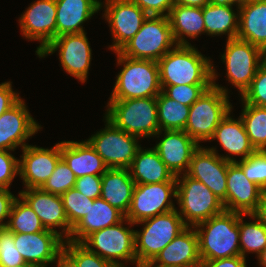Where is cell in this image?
<instances>
[{"label":"cell","instance_id":"7dc6e473","mask_svg":"<svg viewBox=\"0 0 266 267\" xmlns=\"http://www.w3.org/2000/svg\"><path fill=\"white\" fill-rule=\"evenodd\" d=\"M19 93L12 89L11 82L0 84V115L9 110L20 100Z\"/></svg>","mask_w":266,"mask_h":267},{"label":"cell","instance_id":"603a6c76","mask_svg":"<svg viewBox=\"0 0 266 267\" xmlns=\"http://www.w3.org/2000/svg\"><path fill=\"white\" fill-rule=\"evenodd\" d=\"M264 191L245 176L236 162H230L227 171V211L253 214Z\"/></svg>","mask_w":266,"mask_h":267},{"label":"cell","instance_id":"7c38bea8","mask_svg":"<svg viewBox=\"0 0 266 267\" xmlns=\"http://www.w3.org/2000/svg\"><path fill=\"white\" fill-rule=\"evenodd\" d=\"M230 155L217 154L213 148L199 146L190 161L187 175L201 181L223 203L227 211V171L230 162H235Z\"/></svg>","mask_w":266,"mask_h":267},{"label":"cell","instance_id":"e0dca14e","mask_svg":"<svg viewBox=\"0 0 266 267\" xmlns=\"http://www.w3.org/2000/svg\"><path fill=\"white\" fill-rule=\"evenodd\" d=\"M15 247L25 263L47 267L63 253V239L56 231L45 229L33 234H13Z\"/></svg>","mask_w":266,"mask_h":267},{"label":"cell","instance_id":"6f0895ef","mask_svg":"<svg viewBox=\"0 0 266 267\" xmlns=\"http://www.w3.org/2000/svg\"><path fill=\"white\" fill-rule=\"evenodd\" d=\"M140 267H150V266H148V265L146 264V265H142V266H140Z\"/></svg>","mask_w":266,"mask_h":267},{"label":"cell","instance_id":"816d5d0a","mask_svg":"<svg viewBox=\"0 0 266 267\" xmlns=\"http://www.w3.org/2000/svg\"><path fill=\"white\" fill-rule=\"evenodd\" d=\"M210 0H175V4L191 7H204L209 4Z\"/></svg>","mask_w":266,"mask_h":267},{"label":"cell","instance_id":"484cf974","mask_svg":"<svg viewBox=\"0 0 266 267\" xmlns=\"http://www.w3.org/2000/svg\"><path fill=\"white\" fill-rule=\"evenodd\" d=\"M237 39L258 46L266 53V0H246L237 9Z\"/></svg>","mask_w":266,"mask_h":267},{"label":"cell","instance_id":"9f6ffc18","mask_svg":"<svg viewBox=\"0 0 266 267\" xmlns=\"http://www.w3.org/2000/svg\"><path fill=\"white\" fill-rule=\"evenodd\" d=\"M0 267H4V266H0ZM11 267H36V266L29 264V263H23V264H20L17 266H11Z\"/></svg>","mask_w":266,"mask_h":267},{"label":"cell","instance_id":"ee69618b","mask_svg":"<svg viewBox=\"0 0 266 267\" xmlns=\"http://www.w3.org/2000/svg\"><path fill=\"white\" fill-rule=\"evenodd\" d=\"M17 174L19 175V159L8 150H0V188L9 189Z\"/></svg>","mask_w":266,"mask_h":267},{"label":"cell","instance_id":"3957f363","mask_svg":"<svg viewBox=\"0 0 266 267\" xmlns=\"http://www.w3.org/2000/svg\"><path fill=\"white\" fill-rule=\"evenodd\" d=\"M217 77L212 66L213 85L190 106L184 131L198 144L200 141L211 140L218 124L232 111L228 90L215 83Z\"/></svg>","mask_w":266,"mask_h":267},{"label":"cell","instance_id":"7bdbcfd3","mask_svg":"<svg viewBox=\"0 0 266 267\" xmlns=\"http://www.w3.org/2000/svg\"><path fill=\"white\" fill-rule=\"evenodd\" d=\"M25 263L15 247L13 233L7 228H0V266L11 267Z\"/></svg>","mask_w":266,"mask_h":267},{"label":"cell","instance_id":"bcb514c9","mask_svg":"<svg viewBox=\"0 0 266 267\" xmlns=\"http://www.w3.org/2000/svg\"><path fill=\"white\" fill-rule=\"evenodd\" d=\"M148 16H169L175 0H131ZM167 12V13H166Z\"/></svg>","mask_w":266,"mask_h":267},{"label":"cell","instance_id":"5b68a950","mask_svg":"<svg viewBox=\"0 0 266 267\" xmlns=\"http://www.w3.org/2000/svg\"><path fill=\"white\" fill-rule=\"evenodd\" d=\"M105 118L115 127L136 137L162 134L157 116V97L109 100Z\"/></svg>","mask_w":266,"mask_h":267},{"label":"cell","instance_id":"4fadbf2b","mask_svg":"<svg viewBox=\"0 0 266 267\" xmlns=\"http://www.w3.org/2000/svg\"><path fill=\"white\" fill-rule=\"evenodd\" d=\"M177 182L137 184L125 218L130 227L144 219L176 209L171 197L176 198ZM171 199V200H170Z\"/></svg>","mask_w":266,"mask_h":267},{"label":"cell","instance_id":"6da1fadb","mask_svg":"<svg viewBox=\"0 0 266 267\" xmlns=\"http://www.w3.org/2000/svg\"><path fill=\"white\" fill-rule=\"evenodd\" d=\"M157 63L162 89L181 84H213V64L191 44L176 45Z\"/></svg>","mask_w":266,"mask_h":267},{"label":"cell","instance_id":"52a82bcc","mask_svg":"<svg viewBox=\"0 0 266 267\" xmlns=\"http://www.w3.org/2000/svg\"><path fill=\"white\" fill-rule=\"evenodd\" d=\"M176 180V199L180 207L178 213L186 226L195 227L225 210L222 201L201 181L187 174L177 176Z\"/></svg>","mask_w":266,"mask_h":267},{"label":"cell","instance_id":"1f68e13d","mask_svg":"<svg viewBox=\"0 0 266 267\" xmlns=\"http://www.w3.org/2000/svg\"><path fill=\"white\" fill-rule=\"evenodd\" d=\"M205 33L207 35L227 34L228 40L235 39L239 30V13L229 5L209 3L202 7Z\"/></svg>","mask_w":266,"mask_h":267},{"label":"cell","instance_id":"ba28073f","mask_svg":"<svg viewBox=\"0 0 266 267\" xmlns=\"http://www.w3.org/2000/svg\"><path fill=\"white\" fill-rule=\"evenodd\" d=\"M176 45L169 17L148 16L137 34L119 52L132 59L157 62Z\"/></svg>","mask_w":266,"mask_h":267},{"label":"cell","instance_id":"9c48e42d","mask_svg":"<svg viewBox=\"0 0 266 267\" xmlns=\"http://www.w3.org/2000/svg\"><path fill=\"white\" fill-rule=\"evenodd\" d=\"M95 231L88 235L81 244L101 258L110 261L118 267L124 265L118 260L137 264L135 254V230L124 227L123 222ZM95 248V249H94Z\"/></svg>","mask_w":266,"mask_h":267},{"label":"cell","instance_id":"7402d4cb","mask_svg":"<svg viewBox=\"0 0 266 267\" xmlns=\"http://www.w3.org/2000/svg\"><path fill=\"white\" fill-rule=\"evenodd\" d=\"M198 144L184 130H164V136L154 148L175 177L186 174Z\"/></svg>","mask_w":266,"mask_h":267},{"label":"cell","instance_id":"ab89813d","mask_svg":"<svg viewBox=\"0 0 266 267\" xmlns=\"http://www.w3.org/2000/svg\"><path fill=\"white\" fill-rule=\"evenodd\" d=\"M235 162L242 168L249 181L266 192V153L264 151H256L246 159Z\"/></svg>","mask_w":266,"mask_h":267},{"label":"cell","instance_id":"11a10c76","mask_svg":"<svg viewBox=\"0 0 266 267\" xmlns=\"http://www.w3.org/2000/svg\"><path fill=\"white\" fill-rule=\"evenodd\" d=\"M258 261L261 266L266 267V247L264 250L257 256Z\"/></svg>","mask_w":266,"mask_h":267},{"label":"cell","instance_id":"4316f807","mask_svg":"<svg viewBox=\"0 0 266 267\" xmlns=\"http://www.w3.org/2000/svg\"><path fill=\"white\" fill-rule=\"evenodd\" d=\"M125 215L101 197L94 199L85 215L73 228L68 240L81 243L91 233L116 225Z\"/></svg>","mask_w":266,"mask_h":267},{"label":"cell","instance_id":"8d00e7d4","mask_svg":"<svg viewBox=\"0 0 266 267\" xmlns=\"http://www.w3.org/2000/svg\"><path fill=\"white\" fill-rule=\"evenodd\" d=\"M63 253L77 267H118L114 263L101 258L96 253L91 252L81 243L72 242L70 240H64Z\"/></svg>","mask_w":266,"mask_h":267},{"label":"cell","instance_id":"836d02e7","mask_svg":"<svg viewBox=\"0 0 266 267\" xmlns=\"http://www.w3.org/2000/svg\"><path fill=\"white\" fill-rule=\"evenodd\" d=\"M240 118L243 121L245 131L256 151L266 150V107L246 104Z\"/></svg>","mask_w":266,"mask_h":267},{"label":"cell","instance_id":"4dcf8cb0","mask_svg":"<svg viewBox=\"0 0 266 267\" xmlns=\"http://www.w3.org/2000/svg\"><path fill=\"white\" fill-rule=\"evenodd\" d=\"M169 20L172 34L177 45H190L184 35L190 38L205 33L204 18L201 7L175 4L170 11Z\"/></svg>","mask_w":266,"mask_h":267},{"label":"cell","instance_id":"60d3db41","mask_svg":"<svg viewBox=\"0 0 266 267\" xmlns=\"http://www.w3.org/2000/svg\"><path fill=\"white\" fill-rule=\"evenodd\" d=\"M213 84H190L165 86L162 92L183 105L191 106Z\"/></svg>","mask_w":266,"mask_h":267},{"label":"cell","instance_id":"74e56055","mask_svg":"<svg viewBox=\"0 0 266 267\" xmlns=\"http://www.w3.org/2000/svg\"><path fill=\"white\" fill-rule=\"evenodd\" d=\"M69 225L73 228L85 215L94 199H89L72 188L61 195Z\"/></svg>","mask_w":266,"mask_h":267},{"label":"cell","instance_id":"b9f144b4","mask_svg":"<svg viewBox=\"0 0 266 267\" xmlns=\"http://www.w3.org/2000/svg\"><path fill=\"white\" fill-rule=\"evenodd\" d=\"M241 99L246 104L266 107V60L260 65L250 87Z\"/></svg>","mask_w":266,"mask_h":267},{"label":"cell","instance_id":"f5cc1de1","mask_svg":"<svg viewBox=\"0 0 266 267\" xmlns=\"http://www.w3.org/2000/svg\"><path fill=\"white\" fill-rule=\"evenodd\" d=\"M57 267H77L64 253L57 259Z\"/></svg>","mask_w":266,"mask_h":267},{"label":"cell","instance_id":"5bb4252c","mask_svg":"<svg viewBox=\"0 0 266 267\" xmlns=\"http://www.w3.org/2000/svg\"><path fill=\"white\" fill-rule=\"evenodd\" d=\"M87 33L65 34L56 37L41 53L45 57L59 49V59L63 69L84 83L91 63V48Z\"/></svg>","mask_w":266,"mask_h":267},{"label":"cell","instance_id":"681fc988","mask_svg":"<svg viewBox=\"0 0 266 267\" xmlns=\"http://www.w3.org/2000/svg\"><path fill=\"white\" fill-rule=\"evenodd\" d=\"M200 267H247L246 258L241 255L210 260V261H202Z\"/></svg>","mask_w":266,"mask_h":267},{"label":"cell","instance_id":"ffe728a7","mask_svg":"<svg viewBox=\"0 0 266 267\" xmlns=\"http://www.w3.org/2000/svg\"><path fill=\"white\" fill-rule=\"evenodd\" d=\"M41 128L20 99L0 115V150L14 151L18 146L23 149L28 145L25 141Z\"/></svg>","mask_w":266,"mask_h":267},{"label":"cell","instance_id":"f1b7e54d","mask_svg":"<svg viewBox=\"0 0 266 267\" xmlns=\"http://www.w3.org/2000/svg\"><path fill=\"white\" fill-rule=\"evenodd\" d=\"M135 182L129 169L108 168L102 175L101 198L125 216L129 211Z\"/></svg>","mask_w":266,"mask_h":267},{"label":"cell","instance_id":"d4e9b609","mask_svg":"<svg viewBox=\"0 0 266 267\" xmlns=\"http://www.w3.org/2000/svg\"><path fill=\"white\" fill-rule=\"evenodd\" d=\"M61 157L73 171L76 178L95 175L102 176L107 166L102 157L86 141H62L60 142Z\"/></svg>","mask_w":266,"mask_h":267},{"label":"cell","instance_id":"d6986e66","mask_svg":"<svg viewBox=\"0 0 266 267\" xmlns=\"http://www.w3.org/2000/svg\"><path fill=\"white\" fill-rule=\"evenodd\" d=\"M19 197L37 214L45 229L56 231L65 240L70 238L72 227L69 225L61 196L45 192L41 188H27L20 191ZM55 227L62 231L58 232Z\"/></svg>","mask_w":266,"mask_h":267},{"label":"cell","instance_id":"f546056e","mask_svg":"<svg viewBox=\"0 0 266 267\" xmlns=\"http://www.w3.org/2000/svg\"><path fill=\"white\" fill-rule=\"evenodd\" d=\"M231 111L218 124L211 140L217 139L229 154L242 156V160L256 152L245 131L242 119H232Z\"/></svg>","mask_w":266,"mask_h":267},{"label":"cell","instance_id":"2e32d148","mask_svg":"<svg viewBox=\"0 0 266 267\" xmlns=\"http://www.w3.org/2000/svg\"><path fill=\"white\" fill-rule=\"evenodd\" d=\"M56 16V0H37L19 19L22 35L40 41L37 55L56 38Z\"/></svg>","mask_w":266,"mask_h":267},{"label":"cell","instance_id":"e575fe53","mask_svg":"<svg viewBox=\"0 0 266 267\" xmlns=\"http://www.w3.org/2000/svg\"><path fill=\"white\" fill-rule=\"evenodd\" d=\"M16 197L13 202L6 228L13 234H33L45 230L37 214L26 201Z\"/></svg>","mask_w":266,"mask_h":267},{"label":"cell","instance_id":"c3c4849f","mask_svg":"<svg viewBox=\"0 0 266 267\" xmlns=\"http://www.w3.org/2000/svg\"><path fill=\"white\" fill-rule=\"evenodd\" d=\"M16 197L9 189L0 188V228H6L7 223L3 222L9 218L10 211Z\"/></svg>","mask_w":266,"mask_h":267},{"label":"cell","instance_id":"44dd1931","mask_svg":"<svg viewBox=\"0 0 266 267\" xmlns=\"http://www.w3.org/2000/svg\"><path fill=\"white\" fill-rule=\"evenodd\" d=\"M194 229V227L187 226L147 265L150 267H200L202 261L199 254V238Z\"/></svg>","mask_w":266,"mask_h":267},{"label":"cell","instance_id":"7a4b0ae2","mask_svg":"<svg viewBox=\"0 0 266 267\" xmlns=\"http://www.w3.org/2000/svg\"><path fill=\"white\" fill-rule=\"evenodd\" d=\"M238 220L239 213L224 210L194 227L199 238L201 261L241 255Z\"/></svg>","mask_w":266,"mask_h":267},{"label":"cell","instance_id":"f907efd6","mask_svg":"<svg viewBox=\"0 0 266 267\" xmlns=\"http://www.w3.org/2000/svg\"><path fill=\"white\" fill-rule=\"evenodd\" d=\"M253 215L266 227V192L263 193L260 203Z\"/></svg>","mask_w":266,"mask_h":267},{"label":"cell","instance_id":"8fae6325","mask_svg":"<svg viewBox=\"0 0 266 267\" xmlns=\"http://www.w3.org/2000/svg\"><path fill=\"white\" fill-rule=\"evenodd\" d=\"M105 129L100 130L87 141L102 157L107 168L129 169L138 149V137L115 127L105 118Z\"/></svg>","mask_w":266,"mask_h":267},{"label":"cell","instance_id":"cb8c5ba5","mask_svg":"<svg viewBox=\"0 0 266 267\" xmlns=\"http://www.w3.org/2000/svg\"><path fill=\"white\" fill-rule=\"evenodd\" d=\"M102 6L99 0H56V37L84 33L82 24Z\"/></svg>","mask_w":266,"mask_h":267},{"label":"cell","instance_id":"83f0119b","mask_svg":"<svg viewBox=\"0 0 266 267\" xmlns=\"http://www.w3.org/2000/svg\"><path fill=\"white\" fill-rule=\"evenodd\" d=\"M129 171L137 184H156L162 182H177L176 177L161 160L156 149H138Z\"/></svg>","mask_w":266,"mask_h":267},{"label":"cell","instance_id":"f6af8a7d","mask_svg":"<svg viewBox=\"0 0 266 267\" xmlns=\"http://www.w3.org/2000/svg\"><path fill=\"white\" fill-rule=\"evenodd\" d=\"M74 189L89 199L101 196L102 176L86 175L76 178Z\"/></svg>","mask_w":266,"mask_h":267},{"label":"cell","instance_id":"d590c367","mask_svg":"<svg viewBox=\"0 0 266 267\" xmlns=\"http://www.w3.org/2000/svg\"><path fill=\"white\" fill-rule=\"evenodd\" d=\"M243 216L246 214L239 213L238 228L241 256L245 258L247 252H255L258 256L266 247V227L253 214H247V216L255 219L254 222L244 223Z\"/></svg>","mask_w":266,"mask_h":267},{"label":"cell","instance_id":"9a60e30c","mask_svg":"<svg viewBox=\"0 0 266 267\" xmlns=\"http://www.w3.org/2000/svg\"><path fill=\"white\" fill-rule=\"evenodd\" d=\"M104 17L113 36L110 49L118 52L141 29L148 15L131 0H106Z\"/></svg>","mask_w":266,"mask_h":267},{"label":"cell","instance_id":"d6a6232c","mask_svg":"<svg viewBox=\"0 0 266 267\" xmlns=\"http://www.w3.org/2000/svg\"><path fill=\"white\" fill-rule=\"evenodd\" d=\"M190 106L167 97L162 91L157 96V116L160 130H184Z\"/></svg>","mask_w":266,"mask_h":267},{"label":"cell","instance_id":"8992f818","mask_svg":"<svg viewBox=\"0 0 266 267\" xmlns=\"http://www.w3.org/2000/svg\"><path fill=\"white\" fill-rule=\"evenodd\" d=\"M177 210L174 209L135 223L144 225L141 231H135L137 267L149 264L162 249L187 227Z\"/></svg>","mask_w":266,"mask_h":267},{"label":"cell","instance_id":"30bf717a","mask_svg":"<svg viewBox=\"0 0 266 267\" xmlns=\"http://www.w3.org/2000/svg\"><path fill=\"white\" fill-rule=\"evenodd\" d=\"M227 70L226 76L241 96L250 87L258 68L266 60V53L249 42L227 39L226 50L221 55Z\"/></svg>","mask_w":266,"mask_h":267},{"label":"cell","instance_id":"ac0fdd59","mask_svg":"<svg viewBox=\"0 0 266 267\" xmlns=\"http://www.w3.org/2000/svg\"><path fill=\"white\" fill-rule=\"evenodd\" d=\"M19 160V175L27 188H41L62 159L60 143L47 149L27 145Z\"/></svg>","mask_w":266,"mask_h":267},{"label":"cell","instance_id":"f35d334b","mask_svg":"<svg viewBox=\"0 0 266 267\" xmlns=\"http://www.w3.org/2000/svg\"><path fill=\"white\" fill-rule=\"evenodd\" d=\"M76 177L67 163L61 159L41 189L55 195L61 196L63 193L74 188Z\"/></svg>","mask_w":266,"mask_h":267},{"label":"cell","instance_id":"277c9868","mask_svg":"<svg viewBox=\"0 0 266 267\" xmlns=\"http://www.w3.org/2000/svg\"><path fill=\"white\" fill-rule=\"evenodd\" d=\"M117 54V64L123 65L117 75L115 86L109 100L157 97L162 91L159 66L156 61L132 59Z\"/></svg>","mask_w":266,"mask_h":267},{"label":"cell","instance_id":"db71d44e","mask_svg":"<svg viewBox=\"0 0 266 267\" xmlns=\"http://www.w3.org/2000/svg\"><path fill=\"white\" fill-rule=\"evenodd\" d=\"M210 3L229 6H233L234 4H236L239 9V7L244 3V0H210Z\"/></svg>","mask_w":266,"mask_h":267}]
</instances>
